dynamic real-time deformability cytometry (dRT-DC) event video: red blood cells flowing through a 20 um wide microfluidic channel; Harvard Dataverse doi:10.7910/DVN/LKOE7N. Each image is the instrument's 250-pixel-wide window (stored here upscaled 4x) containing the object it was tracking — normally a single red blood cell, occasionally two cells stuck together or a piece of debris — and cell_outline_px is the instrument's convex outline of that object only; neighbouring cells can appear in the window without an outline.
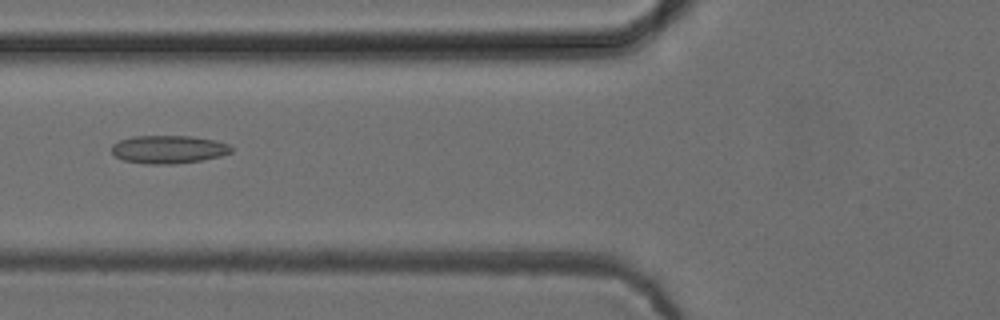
{"species": "common noctule bat (a hibernating species)", "species_latin": "Nyctalus noctula", "temperature_condition": "cold", "stored_images_in_passage": 44, "camera_frame_rate_fps": 3000, "um_per_image_px": 0.085, "animal": {"sex": "female", "body_mass_g": 24.6, "forearm_length_mm": 56.2}, "frame": {"image": 1, "passage_image": 12, "time_ms": 3.667, "image_size_px": [1000, 320], "cell_outline_px": [[232, 152], [220, 156], [200, 160], [172, 164], [144, 164], [124, 160], [116, 156], [112, 152], [112, 144], [120, 140], [132, 136], [192, 136], [216, 140], [228, 144], [232, 148]], "centroid_in_image_um": [14.32, 12.69], "position_along_channel_um": 111.5, "area_um2": 19.54}}
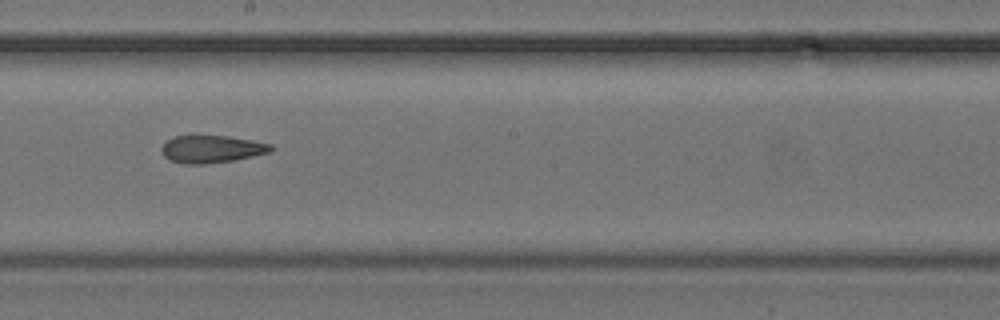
{"frame": {"image": 2, "passage_image": 21, "time_ms": 6.667, "image_size_px": [1000, 320], "cell_outline_px": [[276, 148], [272, 152], [232, 160], [204, 164], [184, 164], [168, 160], [164, 156], [160, 148], [168, 140], [176, 136], [192, 132], [228, 136], [252, 140], [272, 144]], "centroid_in_image_um": [17.97, 12.62], "position_along_channel_um": 230.2, "area_um2": 18.26}}
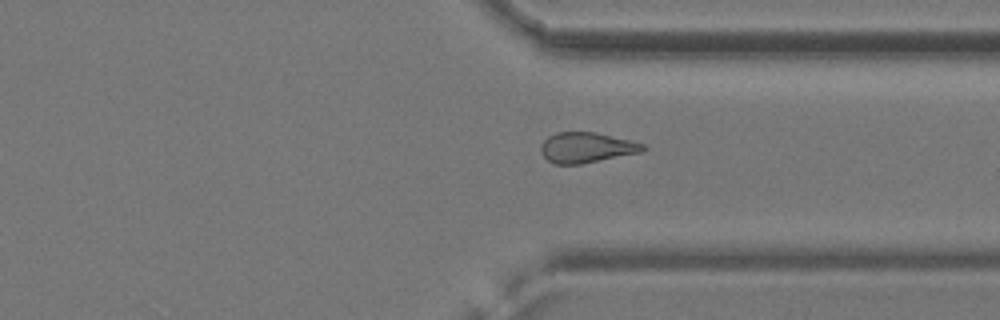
{"frame": {"image": 3, "passage_image": 31, "time_ms": 10.0, "image_size_px": [1000, 320], "cell_outline_px": [[648, 148], [640, 152], [580, 164], [556, 164], [548, 160], [540, 152], [540, 144], [548, 136], [556, 132], [596, 132], [644, 144]], "centroid_in_image_um": [49.81, 12.53], "position_along_channel_um": 361.6, "area_um2": 17.92}, "authors_computed_cell_mechanics": {"area_um2": 18.4671, "velocity_mm_per_s": 3.9436, "shape_relaxation_time_tau1_ms": null, "shape_relaxation_time_tau2_ms": 2.921, "deformation_change_tau1": null, "deformation_change_tau2": 0.1047}}